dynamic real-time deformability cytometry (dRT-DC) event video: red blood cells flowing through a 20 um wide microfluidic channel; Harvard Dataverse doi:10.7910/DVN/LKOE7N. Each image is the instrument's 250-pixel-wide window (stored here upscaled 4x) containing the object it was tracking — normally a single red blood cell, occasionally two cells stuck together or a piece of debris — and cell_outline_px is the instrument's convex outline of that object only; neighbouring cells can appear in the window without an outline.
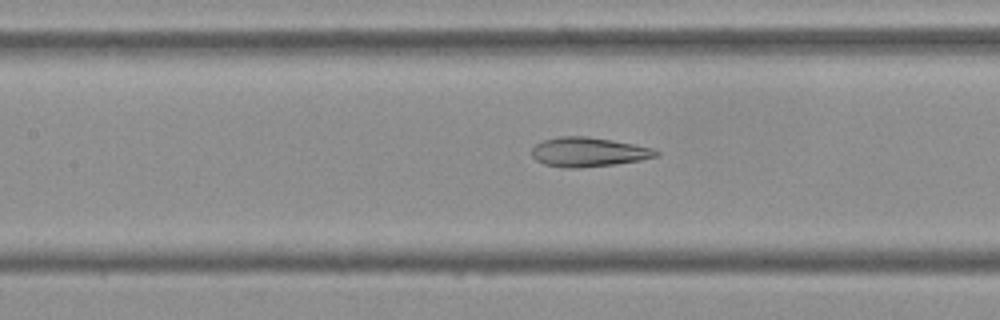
{"species": "Egyptian fruit bat (a non-hibernating species)", "species_latin": "Rousettus aegyptiacus", "temperature_condition": "cold", "stored_images_in_passage": 54, "camera_frame_rate_fps": 3000, "um_per_image_px": 0.085, "frame": {"image": 1, "passage_image": 24, "time_ms": 7.667, "image_size_px": [1000, 320], "cell_outline_px": [[660, 152], [656, 156], [640, 160], [616, 164], [580, 168], [568, 168], [544, 164], [536, 160], [532, 156], [532, 148], [536, 144], [544, 140], [560, 136], [584, 136], [612, 140], [652, 148]], "centroid_in_image_um": [49.99, 12.92], "position_along_channel_um": 157.4, "area_um2": 21.1}}
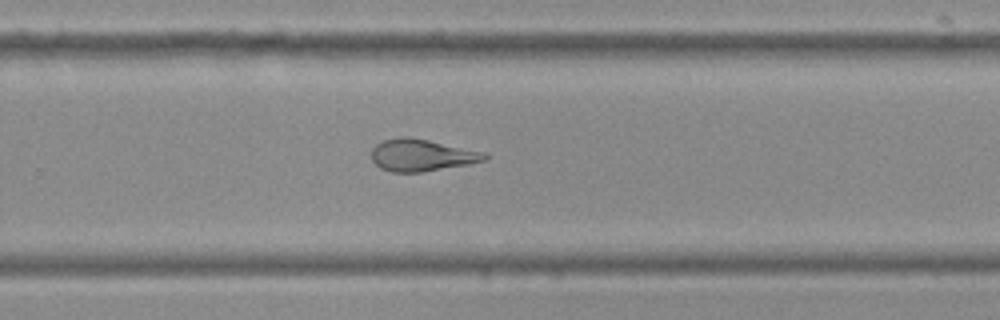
{"frame": {"image": 2, "passage_image": 35, "time_ms": 11.333, "image_size_px": [1000, 320], "cell_outline_px": [[488, 160], [468, 164], [420, 172], [392, 172], [380, 168], [372, 160], [372, 148], [376, 144], [384, 140], [404, 136], [428, 140], [484, 152], [488, 156]], "centroid_in_image_um": [35.83, 13.19], "position_along_channel_um": 294.0, "area_um2": 20.87}}
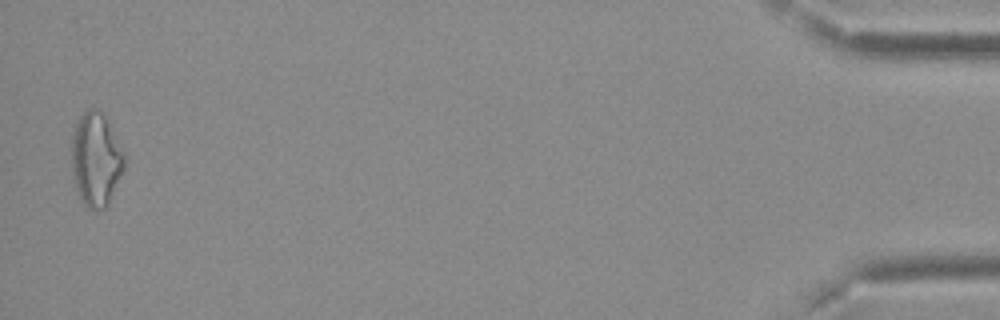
{"frame": {"image": 3, "passage_image": 53, "time_ms": 17.333, "image_size_px": [1000, 320], "cell_outline_px": [[124, 168], [108, 204], [104, 208], [88, 208], [84, 204], [76, 188], [72, 176], [72, 136], [76, 124], [80, 116], [88, 108], [96, 108], [108, 120], [124, 152]], "centroid_in_image_um": [8.15, 13.52], "position_along_channel_um": 427.0, "area_um2": 28.5}, "authors_computed_cell_mechanics": {"area_um2": 23.1489, "velocity_mm_per_s": 3.7363, "shape_relaxation_time_tau1_ms": 6.1643, "shape_relaxation_time_tau2_ms": 2.7684, "deformation_change_tau1": 0.1448, "deformation_change_tau2": 0.0938}}